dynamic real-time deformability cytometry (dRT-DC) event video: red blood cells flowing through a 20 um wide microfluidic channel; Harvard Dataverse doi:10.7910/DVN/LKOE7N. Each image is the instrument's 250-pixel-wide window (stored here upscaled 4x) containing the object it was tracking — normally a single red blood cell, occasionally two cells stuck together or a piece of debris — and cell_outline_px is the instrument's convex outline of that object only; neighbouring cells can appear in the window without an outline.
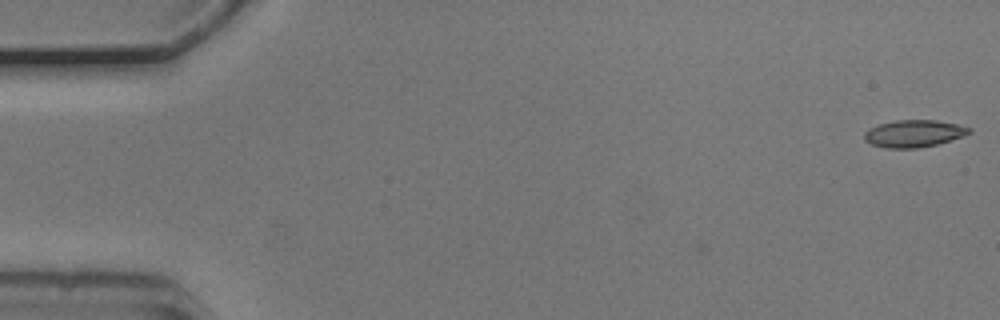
{"species": "common noctule bat (a hibernating species)", "species_latin": "Nyctalus noctula", "temperature_condition": "cold", "stored_images_in_passage": 54, "camera_frame_rate_fps": 3000, "um_per_image_px": 0.085, "animal": {"sex": "male", "body_mass_g": 20.5, "forearm_length_mm": 52.5}, "frame": {"image": 1, "passage_image": 1, "time_ms": 0.0, "image_size_px": [1000, 320], "cell_outline_px": [[972, 132], [964, 136], [936, 144], [916, 148], [884, 148], [872, 144], [864, 140], [864, 132], [868, 128], [880, 124], [896, 120], [936, 120], [956, 124], [972, 128]], "centroid_in_image_um": [77.67, 11.35], "position_along_channel_um": 7.3, "area_um2": 16.59}}
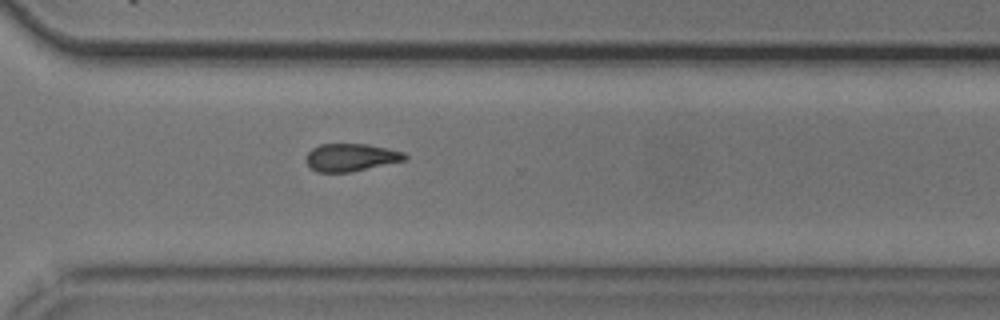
{"frame": {"image": 2, "passage_image": 39, "time_ms": 12.667, "image_size_px": [1000, 320], "cell_outline_px": [[408, 160], [348, 172], [316, 172], [304, 160], [308, 152], [312, 148], [320, 144], [368, 144], [388, 148], [404, 152], [408, 156]], "centroid_in_image_um": [29.84, 13.37], "position_along_channel_um": 340.8, "area_um2": 16.01}}
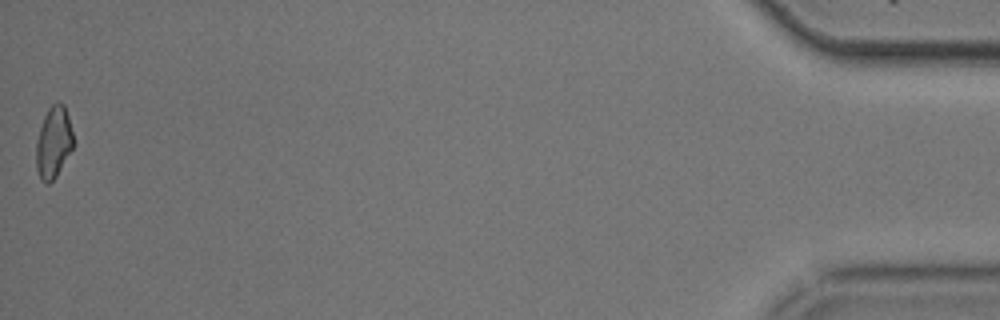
{"frame": {"image": 3, "passage_image": 54, "time_ms": 17.667, "image_size_px": [1000, 320], "cell_outline_px": [[72, 148], [56, 176], [48, 184], [44, 184], [40, 180], [36, 168], [36, 140], [44, 116], [48, 108], [56, 100], [64, 104], [68, 116], [72, 132]], "centroid_in_image_um": [4.52, 12.09], "position_along_channel_um": 430.7, "area_um2": 15.43}, "authors_computed_cell_mechanics": {"area_um2": 16.5308, "velocity_mm_per_s": 3.7324, "shape_relaxation_time_tau1_ms": 2.8255, "shape_relaxation_time_tau2_ms": null, "deformation_change_tau1": 0.0891, "deformation_change_tau2": null}}